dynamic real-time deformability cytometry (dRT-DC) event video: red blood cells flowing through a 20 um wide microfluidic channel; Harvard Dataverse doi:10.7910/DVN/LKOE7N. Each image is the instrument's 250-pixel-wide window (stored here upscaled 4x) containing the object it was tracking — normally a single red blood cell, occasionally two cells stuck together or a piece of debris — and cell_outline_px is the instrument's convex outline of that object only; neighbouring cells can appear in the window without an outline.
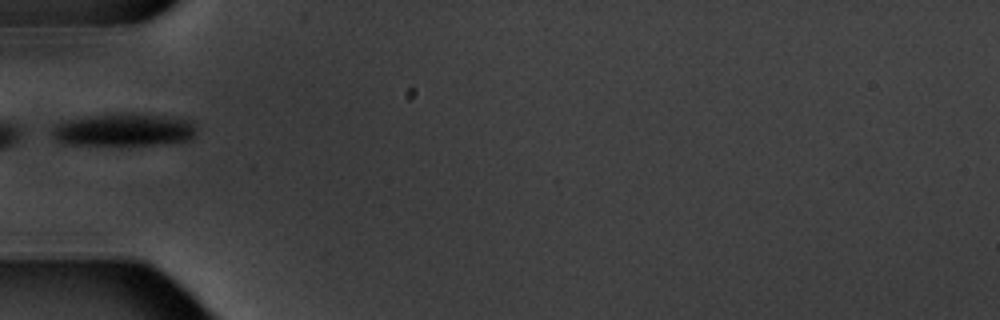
{"species": "common noctule bat (a hibernating species)", "species_latin": "Nyctalus noctula", "temperature_condition": "warm", "stored_images_in_passage": 9, "camera_frame_rate_fps": 3000, "um_per_image_px": 0.085, "animal": {"sex": "male", "body_mass_g": 20.1, "forearm_length_mm": 53.5}, "frame": {"image": 1, "passage_image": 6, "time_ms": 5.667, "image_size_px": [1000, 320], "cell_outline_px": [[196, 132], [192, 140], [152, 144], [64, 144], [56, 140], [52, 132], [56, 124], [68, 120], [92, 116], [124, 112], [164, 116], [192, 120], [196, 128]], "centroid_in_image_um": [10.58, 11.02], "position_along_channel_um": 74.4, "area_um2": 27.17}}
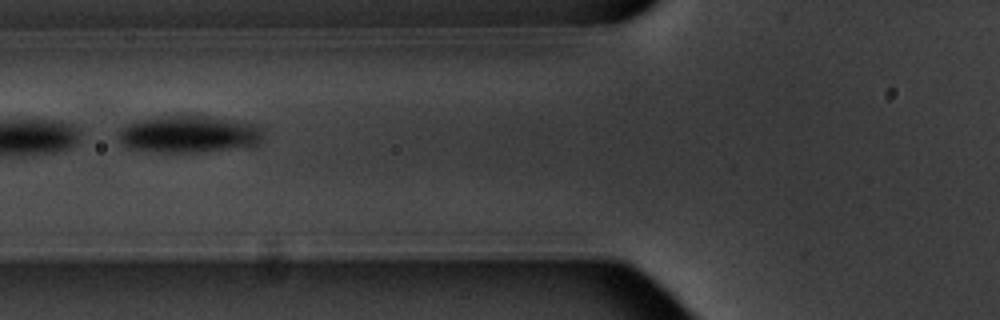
{"frame": {"image": 2, "passage_image": 7, "time_ms": 6.667, "image_size_px": [1000, 320], "cell_outline_px": [[260, 144], [256, 148], [200, 152], [152, 152], [132, 148], [120, 144], [120, 132], [128, 124], [140, 120], [164, 116], [208, 116], [256, 124], [260, 128]], "centroid_in_image_um": [16.15, 11.44], "position_along_channel_um": 109.7, "area_um2": 31.39}}